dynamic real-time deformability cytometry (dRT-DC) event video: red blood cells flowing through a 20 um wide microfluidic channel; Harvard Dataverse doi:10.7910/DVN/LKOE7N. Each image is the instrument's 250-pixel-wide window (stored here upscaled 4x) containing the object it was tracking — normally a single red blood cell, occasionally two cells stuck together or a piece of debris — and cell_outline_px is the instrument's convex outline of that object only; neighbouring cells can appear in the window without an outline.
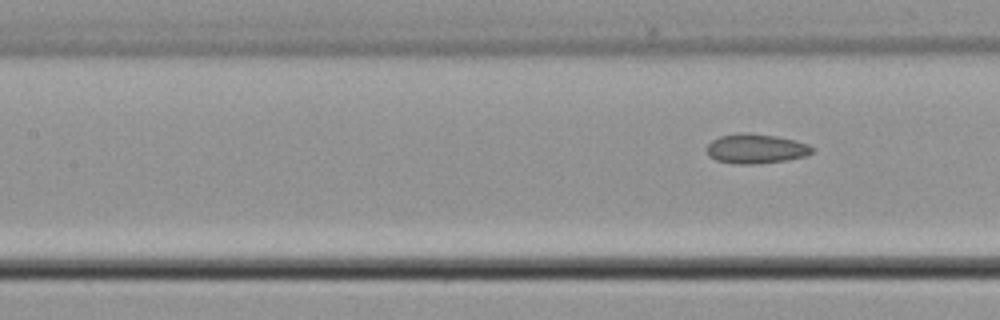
{"species": "common noctule bat (a hibernating species)", "species_latin": "Nyctalus noctula", "temperature_condition": "cold", "stored_images_in_passage": 5, "segment_of_instrument_passage": [2, 2], "camera_frame_rate_fps": 3000, "um_per_image_px": 0.085, "animal": {"sex": "male", "body_mass_g": 21.5, "forearm_length_mm": 52.0}, "frame": {"image": 1, "passage_image": 5, "time_ms": 6.0, "image_size_px": [1000, 320], "cell_outline_px": [[816, 148], [812, 152], [804, 156], [788, 160], [756, 164], [732, 164], [716, 160], [708, 156], [708, 144], [712, 140], [720, 136], [744, 132], [748, 132], [776, 136], [808, 144]], "centroid_in_image_um": [64.25, 12.65], "position_along_channel_um": 143.2, "area_um2": 18.21}}